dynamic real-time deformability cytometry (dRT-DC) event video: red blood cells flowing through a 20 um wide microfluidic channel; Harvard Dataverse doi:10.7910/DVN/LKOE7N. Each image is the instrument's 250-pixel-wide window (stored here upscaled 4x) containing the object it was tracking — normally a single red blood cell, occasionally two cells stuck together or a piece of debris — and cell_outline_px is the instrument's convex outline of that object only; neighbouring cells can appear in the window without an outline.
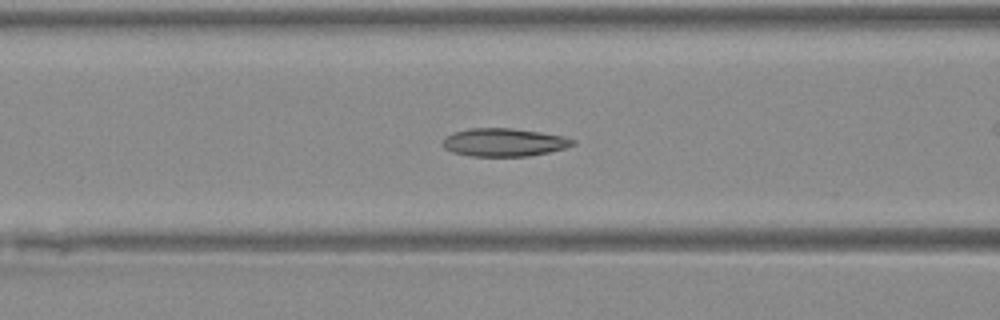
{"species": "Egyptian fruit bat (a non-hibernating species)", "species_latin": "Rousettus aegyptiacus", "temperature_condition": "warm", "stored_images_in_passage": 42, "camera_frame_rate_fps": 3000, "um_per_image_px": 0.085, "animal": {"sex": "female"}, "frame": {"image": 1, "passage_image": 13, "time_ms": 4.0, "image_size_px": [1000, 320], "cell_outline_px": [[576, 144], [564, 148], [548, 152], [528, 156], [472, 156], [452, 152], [444, 148], [444, 140], [452, 132], [468, 128], [512, 128], [540, 132], [564, 136], [576, 140]], "centroid_in_image_um": [42.86, 12.09], "position_along_channel_um": 123.7, "area_um2": 21.21}}
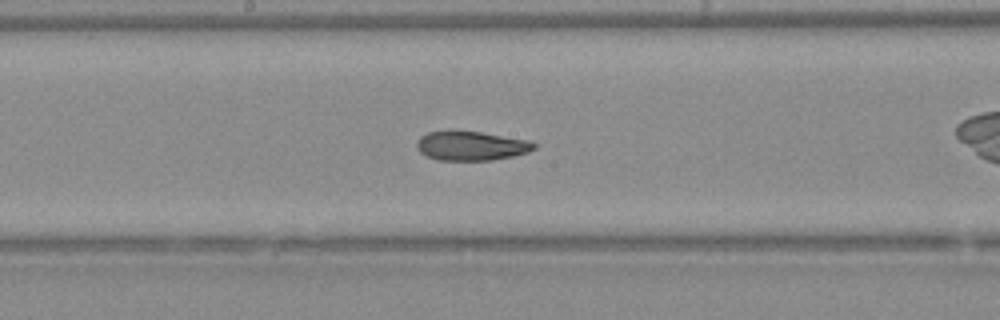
{"frame": {"image": 2, "passage_image": 19, "time_ms": 6.0, "image_size_px": [1000, 320], "cell_outline_px": [[536, 148], [528, 152], [512, 156], [492, 160], [436, 160], [420, 152], [416, 148], [416, 140], [420, 136], [428, 132], [448, 128], [452, 128], [480, 132], [528, 140], [536, 144]], "centroid_in_image_um": [39.98, 12.36], "position_along_channel_um": 208.2, "area_um2": 20.52}}
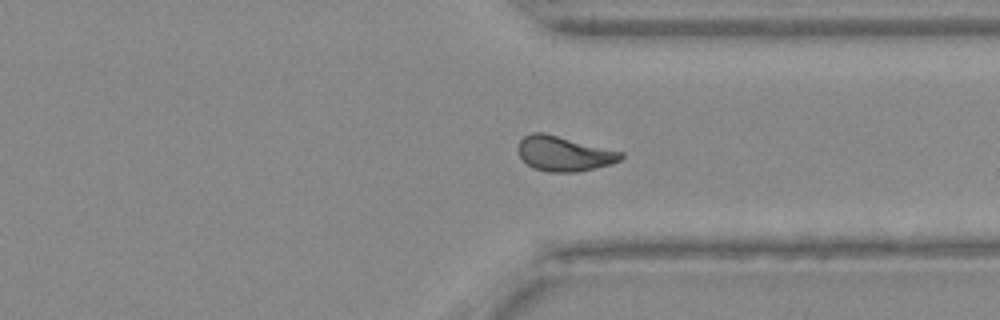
{"frame": {"image": 3, "passage_image": 30, "time_ms": 9.667, "image_size_px": [1000, 320], "cell_outline_px": [[624, 156], [620, 160], [612, 164], [576, 172], [548, 172], [532, 168], [520, 156], [516, 148], [520, 140], [524, 136], [532, 132], [544, 132], [624, 152]], "centroid_in_image_um": [47.93, 13.05], "position_along_channel_um": 363.5, "area_um2": 21.1}}